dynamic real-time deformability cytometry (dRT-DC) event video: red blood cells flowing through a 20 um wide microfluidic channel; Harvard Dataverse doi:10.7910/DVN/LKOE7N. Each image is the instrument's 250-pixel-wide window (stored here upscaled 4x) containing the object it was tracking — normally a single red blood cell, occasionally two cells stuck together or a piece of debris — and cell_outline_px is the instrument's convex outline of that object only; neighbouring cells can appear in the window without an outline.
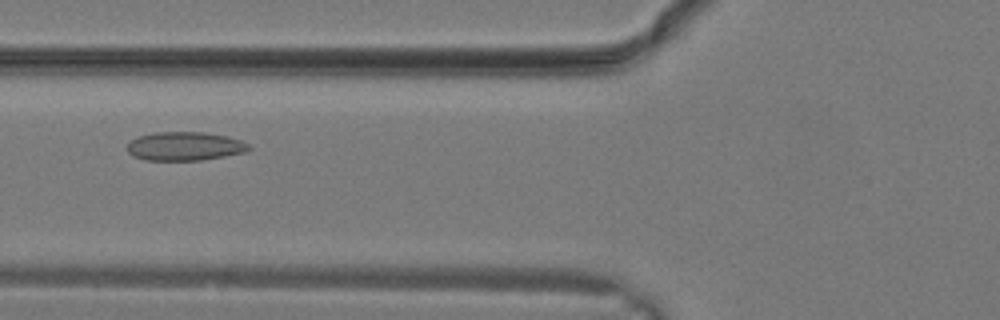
{"species": "common noctule bat (a hibernating species)", "species_latin": "Nyctalus noctula", "temperature_condition": "warm", "stored_images_in_passage": 30, "camera_frame_rate_fps": 3000, "um_per_image_px": 0.085, "animal": {"sex": "male", "body_mass_g": 19.2, "forearm_length_mm": 51.8}, "frame": {"image": 1, "passage_image": 12, "time_ms": 3.667, "image_size_px": [1000, 320], "cell_outline_px": [[252, 148], [244, 152], [224, 156], [200, 160], [144, 160], [132, 156], [128, 152], [128, 144], [132, 140], [140, 136], [156, 132], [204, 132], [228, 136], [240, 140], [248, 144]], "centroid_in_image_um": [15.71, 12.43], "position_along_channel_um": 110.1, "area_um2": 20.23}}
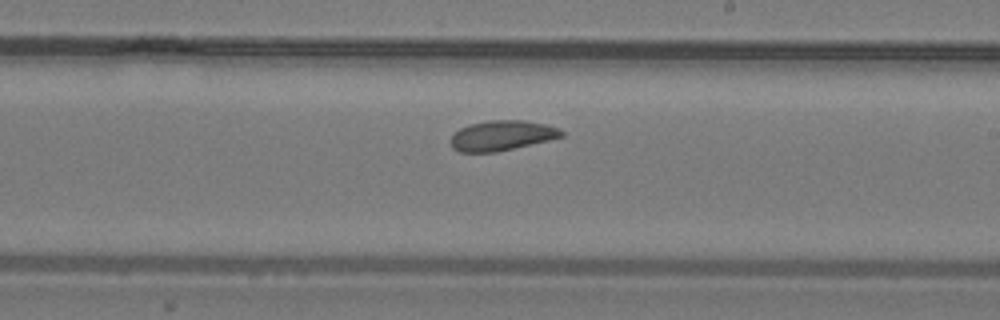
{"frame": {"image": 2, "passage_image": 18, "time_ms": 5.667, "image_size_px": [1000, 320], "cell_outline_px": [[564, 136], [548, 140], [496, 152], [460, 152], [452, 148], [448, 140], [460, 128], [468, 124], [492, 120], [524, 120], [544, 124], [560, 128], [564, 132]], "centroid_in_image_um": [42.63, 11.52], "position_along_channel_um": 246.4, "area_um2": 19.42}}
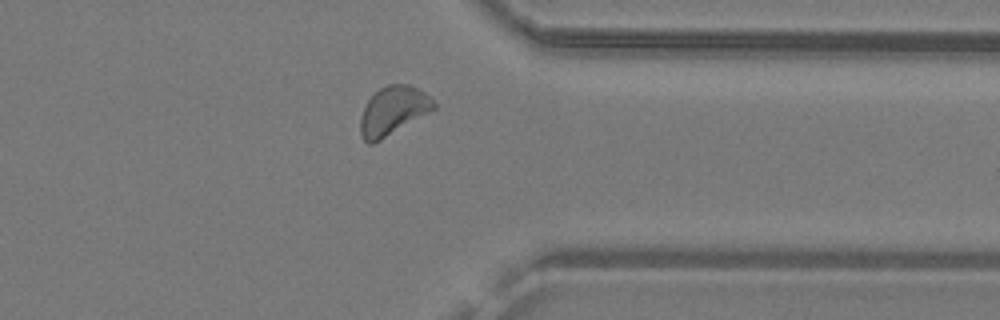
{"frame": {"image": 3, "passage_image": 24, "time_ms": 7.667, "image_size_px": [1000, 320], "cell_outline_px": [[436, 108], [380, 140], [372, 144], [368, 144], [364, 140], [360, 132], [360, 116], [368, 100], [380, 88], [388, 84], [408, 84], [424, 92], [436, 104]], "centroid_in_image_um": [33.39, 9.41], "position_along_channel_um": 378.0, "area_um2": 20.4}}